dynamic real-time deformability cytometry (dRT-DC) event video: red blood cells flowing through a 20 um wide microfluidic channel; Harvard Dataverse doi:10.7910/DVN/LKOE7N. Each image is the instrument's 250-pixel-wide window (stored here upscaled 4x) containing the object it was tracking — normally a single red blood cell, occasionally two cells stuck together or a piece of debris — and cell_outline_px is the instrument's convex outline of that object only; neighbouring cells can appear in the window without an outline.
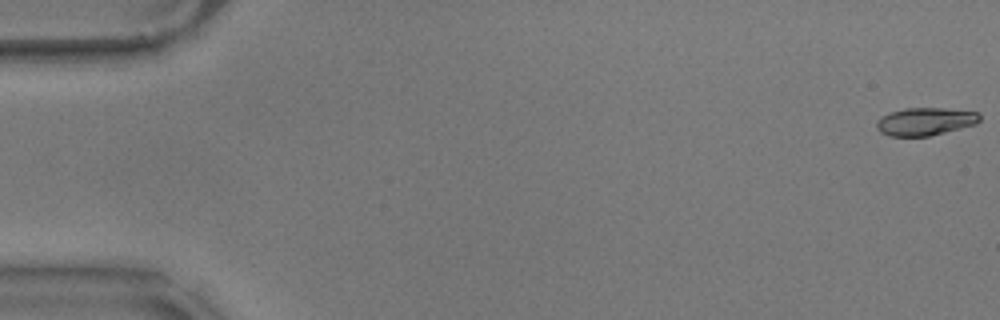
{"species": "common noctule bat (a hibernating species)", "species_latin": "Nyctalus noctula", "temperature_condition": "warm", "stored_images_in_passage": 58, "camera_frame_rate_fps": 3000, "um_per_image_px": 0.085, "animal": {"sex": "male", "body_mass_g": 17.9}, "frame": {"image": 1, "passage_image": 1, "time_ms": 0.0, "image_size_px": [1000, 320], "cell_outline_px": [[980, 120], [976, 124], [928, 136], [888, 136], [880, 132], [876, 128], [876, 124], [884, 116], [892, 112], [904, 108], [944, 108], [980, 112]], "centroid_in_image_um": [78.67, 10.32], "position_along_channel_um": 6.3, "area_um2": 16.53}}
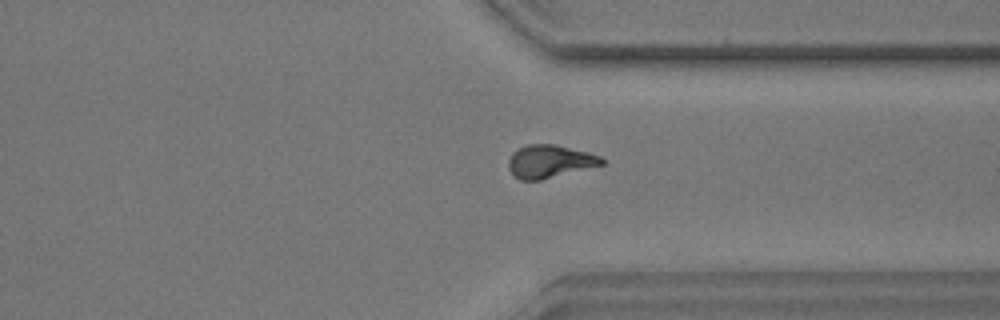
{"frame": {"image": 2, "passage_image": 44, "time_ms": 14.333, "image_size_px": [1000, 320], "cell_outline_px": [[604, 164], [540, 180], [520, 180], [512, 176], [508, 168], [508, 160], [512, 152], [516, 148], [528, 144], [556, 144], [588, 152], [600, 156], [604, 160]], "centroid_in_image_um": [46.67, 13.71], "position_along_channel_um": 364.7, "area_um2": 18.03}}
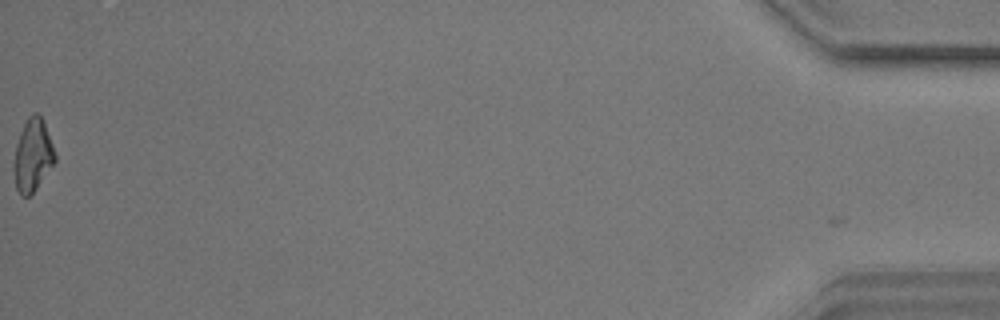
{"frame": {"image": 3, "passage_image": 58, "time_ms": 19.0, "image_size_px": [1000, 320], "cell_outline_px": [[56, 160], [36, 188], [28, 196], [20, 196], [16, 188], [12, 168], [12, 164], [16, 144], [20, 132], [28, 116], [32, 112], [36, 112], [44, 120], [56, 156]], "centroid_in_image_um": [2.75, 13.18], "position_along_channel_um": 432.4, "area_um2": 17.46}, "authors_computed_cell_mechanics": {"area_um2": 17.6001, "velocity_mm_per_s": 3.5507, "shape_relaxation_time_tau1_ms": 9.1829, "shape_relaxation_time_tau2_ms": 2.3089, "deformation_change_tau1": 0.2398, "deformation_change_tau2": 0.0796}}